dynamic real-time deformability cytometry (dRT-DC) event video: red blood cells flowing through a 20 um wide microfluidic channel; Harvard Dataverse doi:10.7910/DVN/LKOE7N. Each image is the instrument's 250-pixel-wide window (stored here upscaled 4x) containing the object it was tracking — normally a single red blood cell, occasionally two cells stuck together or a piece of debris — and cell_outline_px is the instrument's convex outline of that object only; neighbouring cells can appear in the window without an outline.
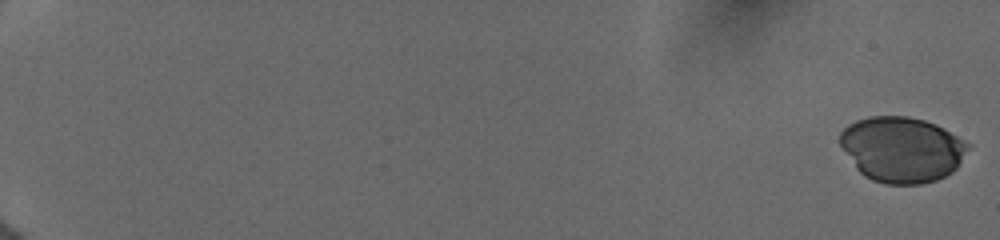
{"species": "human", "species_latin": "Homo sapiens", "temperature_condition": "cold", "stored_images_in_passage": 13, "camera_frame_rate_fps": 3000, "um_per_image_px": 0.085, "donor": {"sex": "female"}, "frame": {"image": 1, "passage_image": 1, "time_ms": 0.0, "image_size_px": [1000, 240], "cell_outline_px": [[972, 148], [956, 168], [952, 172], [936, 180], [920, 184], [884, 184], [872, 180], [864, 176], [856, 168], [840, 144], [840, 132], [848, 124], [856, 120], [868, 116], [908, 116], [924, 120], [936, 124], [944, 128], [972, 144]], "centroid_in_image_um": [76.7, 12.69], "position_along_channel_um": 8.3, "area_um2": 49.25}}
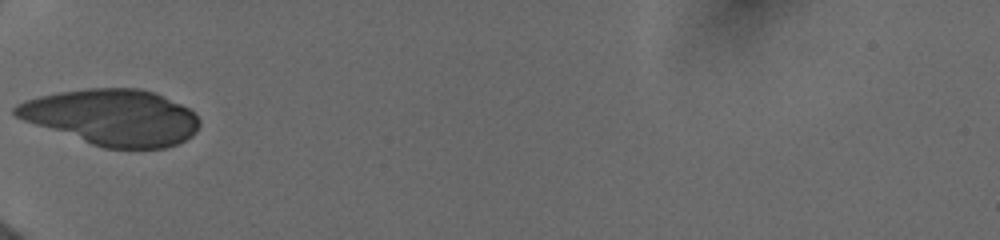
{"frame": {"image": 2, "passage_image": 10, "time_ms": 7.333, "image_size_px": [1000, 240], "cell_outline_px": [[200, 124], [196, 132], [192, 136], [176, 144], [164, 148], [104, 148], [92, 144], [24, 120], [16, 116], [12, 112], [12, 108], [16, 104], [40, 96], [60, 92], [88, 88], [140, 88], [152, 92], [180, 104], [188, 108], [200, 120]], "centroid_in_image_um": [9.55, 9.97], "position_along_channel_um": 75.5, "area_um2": 59.3}}
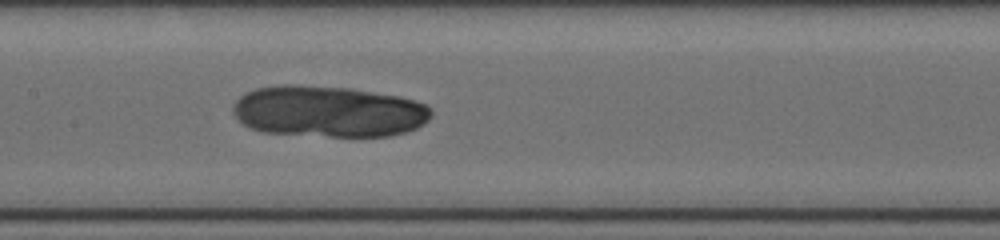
{"frame": {"image": 3, "passage_image": 13, "time_ms": 10.0, "image_size_px": [1000, 240], "cell_outline_px": [[432, 116], [424, 124], [416, 128], [404, 132], [388, 136], [328, 136], [264, 132], [252, 128], [244, 124], [232, 112], [232, 108], [236, 100], [240, 96], [256, 88], [284, 84], [296, 84], [352, 88], [400, 96], [424, 104], [432, 108]], "centroid_in_image_um": [27.94, 9.46], "position_along_channel_um": 179.5, "area_um2": 59.36}}